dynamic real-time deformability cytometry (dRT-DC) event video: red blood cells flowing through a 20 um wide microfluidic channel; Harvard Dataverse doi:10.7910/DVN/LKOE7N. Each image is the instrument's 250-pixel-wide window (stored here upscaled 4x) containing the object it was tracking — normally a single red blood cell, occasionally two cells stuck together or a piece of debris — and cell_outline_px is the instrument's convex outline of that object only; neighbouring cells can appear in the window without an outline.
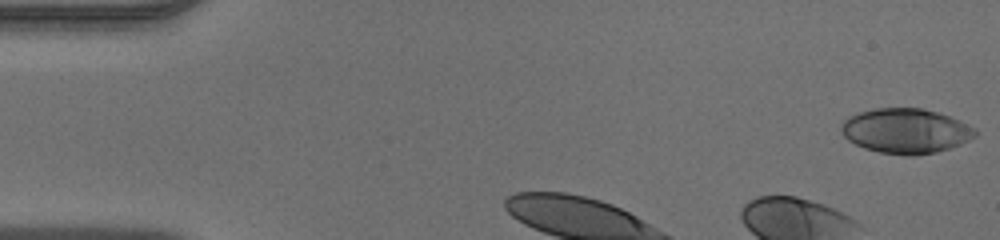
{"species": "human", "species_latin": "Homo sapiens", "temperature_condition": "warm", "stored_images_in_passage": 6, "camera_frame_rate_fps": 3000, "um_per_image_px": 0.085, "donor": {"sex": "male"}, "frame": {"image": 1, "passage_image": 1, "time_ms": 0.0, "image_size_px": [1000, 240], "cell_outline_px": [[976, 136], [960, 144], [936, 152], [916, 156], [904, 156], [880, 152], [864, 148], [848, 140], [840, 132], [840, 124], [848, 116], [872, 108], [924, 108], [960, 120], [976, 128]], "centroid_in_image_um": [76.96, 11.13], "position_along_channel_um": 8.0, "area_um2": 35.26}}